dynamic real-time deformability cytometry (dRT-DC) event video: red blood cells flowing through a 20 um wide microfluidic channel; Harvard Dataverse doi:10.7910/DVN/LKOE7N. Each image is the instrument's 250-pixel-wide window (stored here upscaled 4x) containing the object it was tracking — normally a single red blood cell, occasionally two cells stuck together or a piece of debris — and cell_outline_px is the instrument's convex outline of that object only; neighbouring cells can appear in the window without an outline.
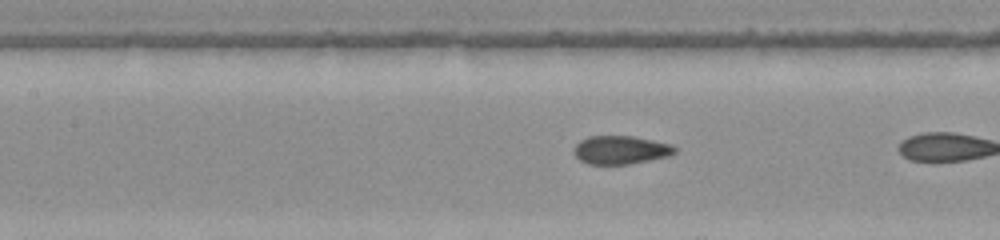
{"species": "common noctule bat (a hibernating species)", "species_latin": "Nyctalus noctula", "temperature_condition": "warm", "stored_images_in_passage": 11, "camera_frame_rate_fps": 3000, "um_per_image_px": 0.085, "animal": {"sex": "female", "body_mass_g": 22.0, "forearm_length_mm": 56.7}, "frame": {"image": 1, "passage_image": 7, "time_ms": 2.0, "image_size_px": [1000, 240], "cell_outline_px": [[676, 152], [668, 156], [628, 164], [588, 164], [580, 160], [572, 152], [572, 148], [580, 140], [588, 136], [632, 136], [672, 144], [676, 148]], "centroid_in_image_um": [52.72, 12.74], "position_along_channel_um": 154.7, "area_um2": 16.7}}